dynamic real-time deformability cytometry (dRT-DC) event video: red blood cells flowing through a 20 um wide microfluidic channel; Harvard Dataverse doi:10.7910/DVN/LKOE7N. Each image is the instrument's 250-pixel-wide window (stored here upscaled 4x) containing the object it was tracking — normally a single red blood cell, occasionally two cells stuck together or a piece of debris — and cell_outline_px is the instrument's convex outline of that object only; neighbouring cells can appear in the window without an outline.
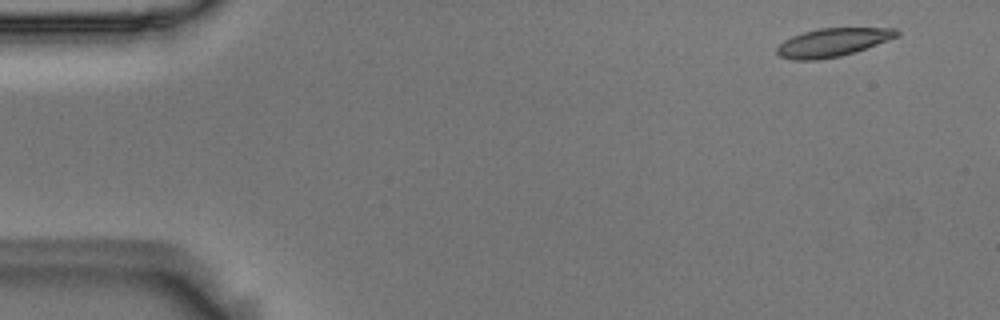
{"species": "Egyptian fruit bat (a non-hibernating species)", "species_latin": "Rousettus aegyptiacus", "temperature_condition": "room temperature", "stored_images_in_passage": 12, "camera_frame_rate_fps": 3000, "um_per_image_px": 0.085, "animal": {"sex": "male"}, "frame": {"image": 1, "passage_image": 3, "time_ms": 0.667, "image_size_px": [1000, 320], "cell_outline_px": [[900, 36], [856, 52], [840, 56], [816, 60], [792, 60], [780, 56], [776, 52], [776, 48], [784, 40], [792, 36], [804, 32], [820, 28], [896, 28], [900, 32]], "centroid_in_image_um": [70.8, 3.6], "position_along_channel_um": 14.2, "area_um2": 19.88}}